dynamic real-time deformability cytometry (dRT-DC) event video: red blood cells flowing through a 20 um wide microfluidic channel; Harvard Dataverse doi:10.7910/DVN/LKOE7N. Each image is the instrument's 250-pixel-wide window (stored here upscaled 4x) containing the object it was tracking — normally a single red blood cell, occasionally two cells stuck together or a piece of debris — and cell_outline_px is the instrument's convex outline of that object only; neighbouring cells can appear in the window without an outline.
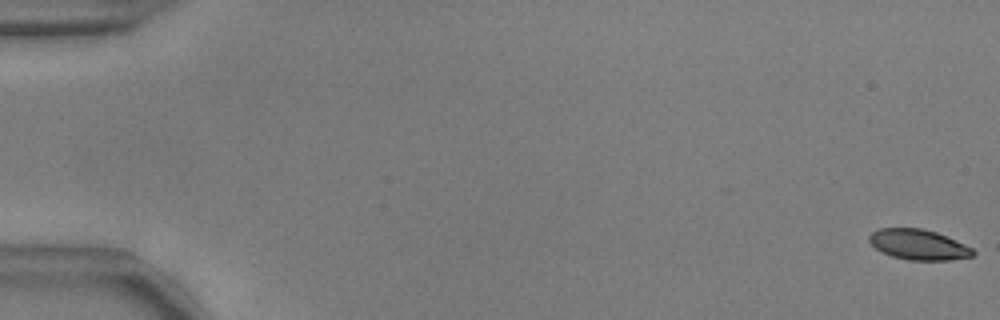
{"species": "common noctule bat (a hibernating species)", "species_latin": "Nyctalus noctula", "temperature_condition": "warm", "stored_images_in_passage": 55, "camera_frame_rate_fps": 3000, "um_per_image_px": 0.085, "animal": {"sex": "male", "body_mass_g": 17.9, "forearm_length_mm": 54.2}, "frame": {"image": 1, "passage_image": 1, "time_ms": 0.0, "image_size_px": [1000, 320], "cell_outline_px": [[976, 252], [972, 256], [948, 260], [908, 260], [892, 256], [876, 248], [868, 240], [868, 236], [872, 232], [880, 228], [924, 228], [936, 232], [956, 240], [972, 248]], "centroid_in_image_um": [78.07, 20.78], "position_along_channel_um": 6.9, "area_um2": 18.26}}
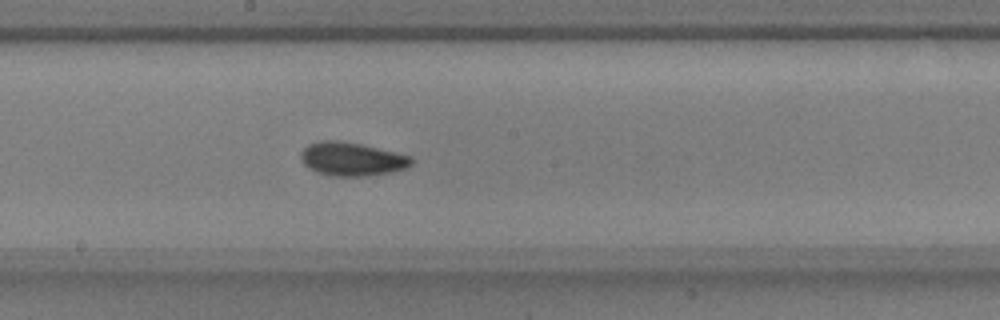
{"frame": {"image": 2, "passage_image": 31, "time_ms": 10.0, "image_size_px": [1000, 320], "cell_outline_px": [[412, 164], [404, 168], [388, 172], [364, 176], [328, 176], [316, 172], [308, 168], [300, 160], [300, 152], [308, 144], [320, 140], [336, 140], [360, 144], [412, 156]], "centroid_in_image_um": [29.84, 13.52], "position_along_channel_um": 218.4, "area_um2": 21.56}}
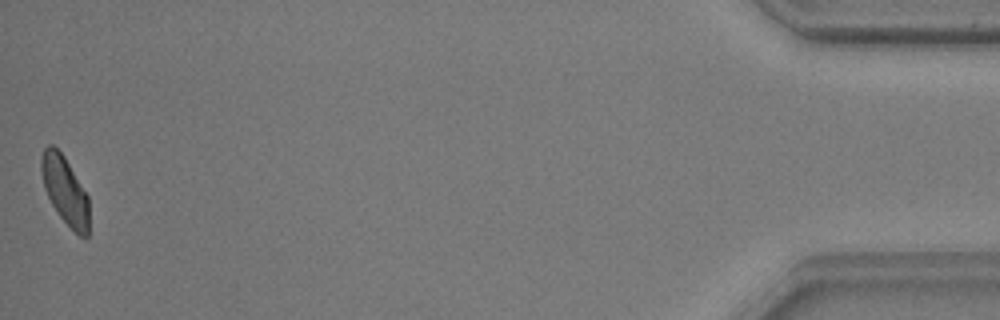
{"frame": {"image": 3, "passage_image": 55, "time_ms": 18.0, "image_size_px": [1000, 320], "cell_outline_px": [[88, 236], [80, 236], [60, 216], [52, 204], [44, 188], [40, 168], [40, 156], [44, 148], [48, 144], [52, 144], [64, 156], [88, 196]], "centroid_in_image_um": [5.49, 16.13], "position_along_channel_um": 429.7, "area_um2": 18.61}, "authors_computed_cell_mechanics": {"area_um2": 19.652, "velocity_mm_per_s": 3.7378, "shape_relaxation_time_tau1_ms": 4.0866, "shape_relaxation_time_tau2_ms": 2.5075, "deformation_change_tau1": 0.1136, "deformation_change_tau2": 0.0609}}